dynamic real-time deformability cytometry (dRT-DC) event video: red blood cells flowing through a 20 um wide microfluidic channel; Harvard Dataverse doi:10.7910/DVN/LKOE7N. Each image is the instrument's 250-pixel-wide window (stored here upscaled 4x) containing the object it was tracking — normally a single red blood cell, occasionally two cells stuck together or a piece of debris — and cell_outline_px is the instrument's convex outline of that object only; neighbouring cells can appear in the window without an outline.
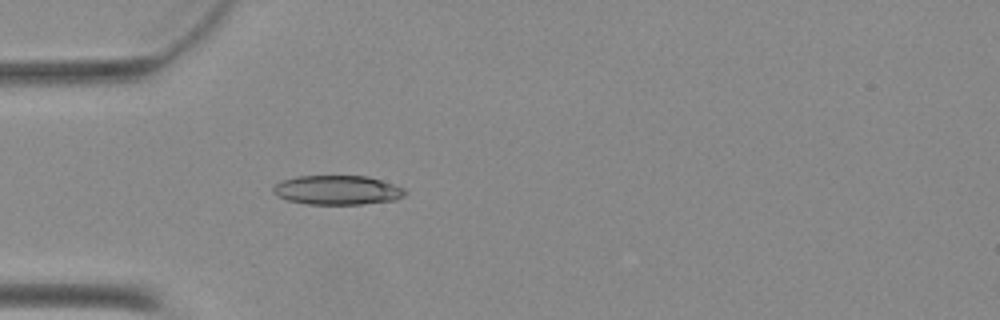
{"species": "Egyptian fruit bat (a non-hibernating species)", "species_latin": "Rousettus aegyptiacus", "temperature_condition": "warm", "stored_images_in_passage": 39, "camera_frame_rate_fps": 3000, "um_per_image_px": 0.085, "animal": {"sex": "female"}, "frame": {"image": 1, "passage_image": 4, "time_ms": 1.0, "image_size_px": [1000, 320], "cell_outline_px": [[408, 192], [404, 196], [396, 200], [360, 204], [308, 204], [288, 200], [276, 196], [272, 192], [272, 188], [280, 180], [296, 176], [368, 176], [404, 188]], "centroid_in_image_um": [28.65, 16.15], "position_along_channel_um": 56.3, "area_um2": 22.6}}
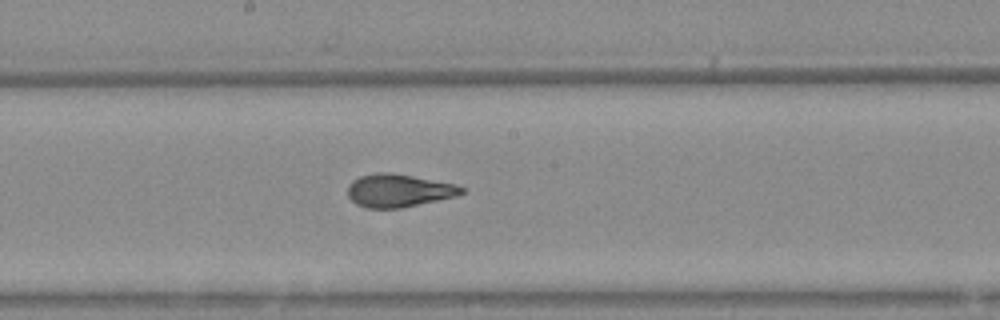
{"frame": {"image": 2, "passage_image": 16, "time_ms": 5.0, "image_size_px": [1000, 320], "cell_outline_px": [[464, 192], [456, 196], [400, 208], [368, 208], [356, 204], [348, 196], [348, 184], [352, 180], [360, 176], [376, 172], [388, 172], [412, 176], [456, 184], [464, 188]], "centroid_in_image_um": [33.86, 16.19], "position_along_channel_um": 214.3, "area_um2": 21.73}}
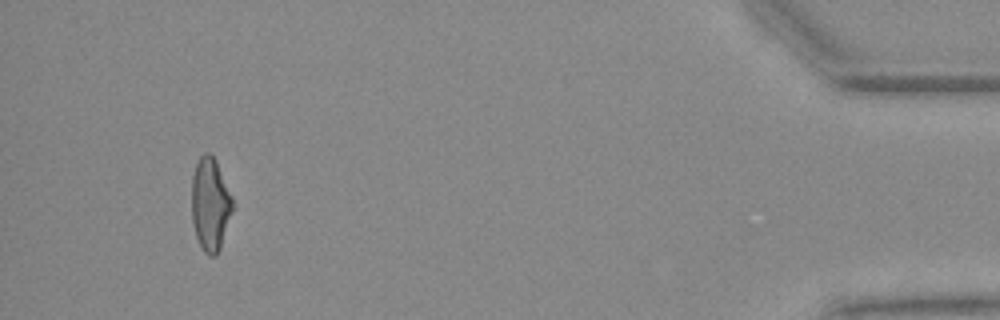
{"frame": {"image": 3, "passage_image": 36, "time_ms": 11.667, "image_size_px": [1000, 320], "cell_outline_px": [[232, 212], [220, 248], [216, 256], [208, 256], [204, 252], [196, 236], [192, 220], [192, 176], [196, 164], [200, 156], [204, 152], [208, 152], [216, 160], [232, 196]], "centroid_in_image_um": [17.87, 17.36], "position_along_channel_um": 417.3, "area_um2": 22.08}}